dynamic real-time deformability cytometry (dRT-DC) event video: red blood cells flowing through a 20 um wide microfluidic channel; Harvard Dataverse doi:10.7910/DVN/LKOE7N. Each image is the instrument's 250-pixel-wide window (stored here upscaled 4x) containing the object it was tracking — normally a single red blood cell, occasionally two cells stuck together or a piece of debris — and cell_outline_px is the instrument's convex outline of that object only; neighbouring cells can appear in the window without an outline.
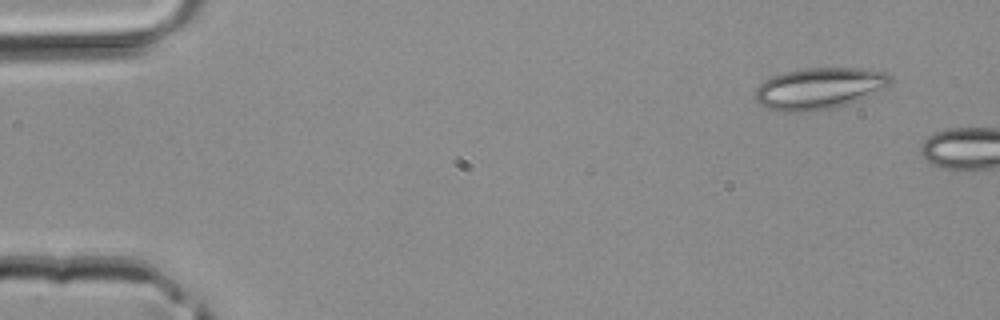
{"species": "common noctule bat (a hibernating species)", "species_latin": "Nyctalus noctula", "temperature_condition": "room temperature", "stored_images_in_passage": 2, "camera_frame_rate_fps": 3000, "um_per_image_px": 0.085, "animal": {"sex": "male", "body_mass_g": 20.4}, "frame": {"image": 1, "passage_image": 1, "time_ms": 0.0, "image_size_px": [1000, 320], "cell_outline_px": [[892, 80], [888, 88], [872, 96], [832, 108], [816, 112], [784, 112], [768, 108], [760, 104], [756, 100], [756, 88], [764, 80], [772, 76], [784, 72], [804, 68], [860, 68], [884, 72]], "centroid_in_image_um": [69.66, 7.53], "position_along_channel_um": 15.3, "area_um2": 33.0}}